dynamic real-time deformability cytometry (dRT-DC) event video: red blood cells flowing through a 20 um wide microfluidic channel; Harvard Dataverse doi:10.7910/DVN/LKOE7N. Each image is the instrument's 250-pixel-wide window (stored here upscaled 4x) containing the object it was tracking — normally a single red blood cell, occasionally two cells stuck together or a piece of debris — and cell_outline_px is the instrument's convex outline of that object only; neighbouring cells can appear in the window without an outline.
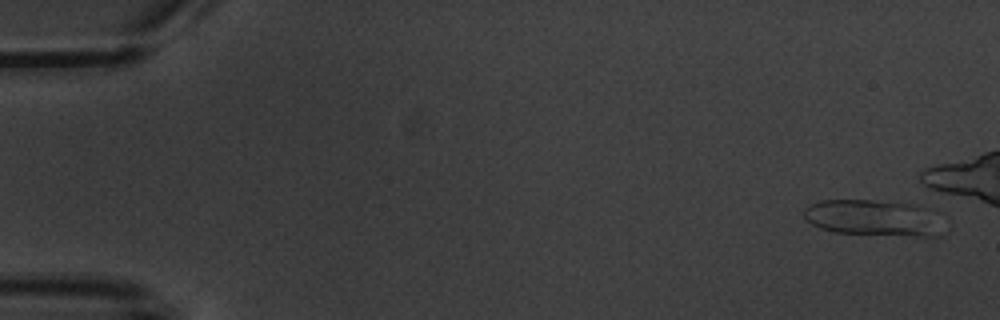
{"species": "common noctule bat (a hibernating species)", "species_latin": "Nyctalus noctula", "temperature_condition": "warm", "stored_images_in_passage": 7, "camera_frame_rate_fps": 3000, "um_per_image_px": 0.085, "animal": {"sex": "male", "body_mass_g": 20.1, "forearm_length_mm": 53.5}, "frame": {"image": 1, "passage_image": 1, "time_ms": 0.0, "image_size_px": [1000, 320], "cell_outline_px": [[944, 236], [916, 236], [836, 232], [820, 228], [804, 220], [804, 208], [808, 204], [820, 200], [872, 200], [916, 204], [924, 208]], "centroid_in_image_um": [74.07, 18.51], "position_along_channel_um": 10.9, "area_um2": 28.67}}